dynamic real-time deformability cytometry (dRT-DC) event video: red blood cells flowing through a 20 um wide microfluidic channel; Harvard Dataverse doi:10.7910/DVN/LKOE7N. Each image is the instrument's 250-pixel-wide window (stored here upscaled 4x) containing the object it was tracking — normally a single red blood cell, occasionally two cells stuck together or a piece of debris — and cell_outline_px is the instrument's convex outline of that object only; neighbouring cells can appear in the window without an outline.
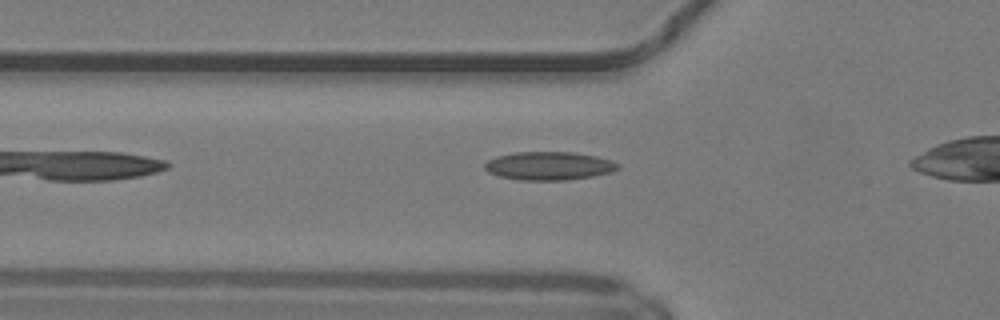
{"species": "common noctule bat (a hibernating species)", "species_latin": "Nyctalus noctula", "temperature_condition": "warm", "stored_images_in_passage": 28, "camera_frame_rate_fps": 3000, "um_per_image_px": 0.085, "animal": {"sex": "male", "body_mass_g": 19.2, "forearm_length_mm": 51.8}, "frame": {"image": 1, "passage_image": 2, "time_ms": 0.333, "image_size_px": [1000, 320], "cell_outline_px": [[620, 168], [612, 172], [592, 176], [564, 180], [520, 180], [500, 176], [488, 172], [484, 168], [484, 164], [488, 160], [496, 156], [516, 152], [572, 152], [596, 156], [612, 160], [620, 164]], "centroid_in_image_um": [46.68, 14.09], "position_along_channel_um": 79.1, "area_um2": 22.02}}
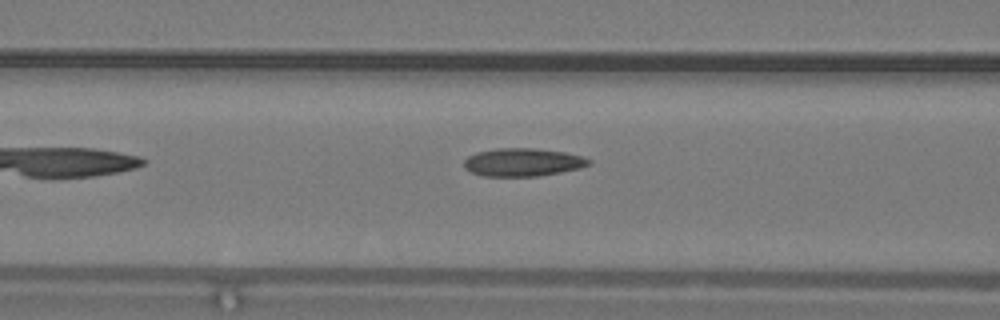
{"frame": {"image": 2, "passage_image": 5, "time_ms": 1.333, "image_size_px": [1000, 320], "cell_outline_px": [[592, 164], [580, 168], [560, 172], [536, 176], [484, 176], [472, 172], [464, 168], [464, 160], [468, 156], [476, 152], [496, 148], [536, 148], [564, 152], [580, 156], [592, 160]], "centroid_in_image_um": [44.43, 13.78], "position_along_channel_um": 122.2, "area_um2": 20.4}}
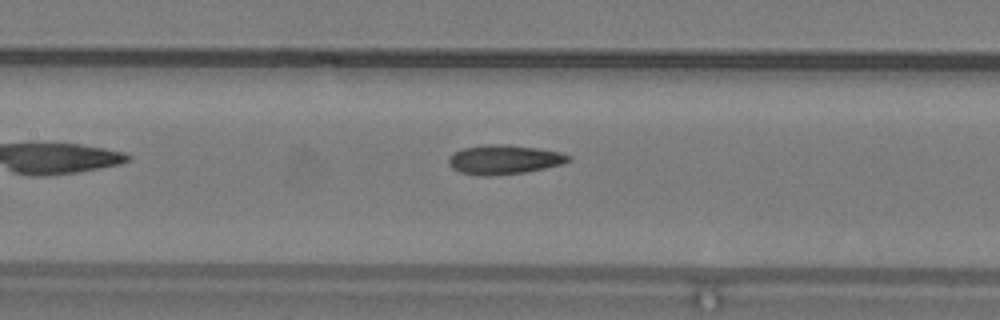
{"frame": {"image": 3, "passage_image": 8, "time_ms": 2.333, "image_size_px": [1000, 320], "cell_outline_px": [[572, 160], [564, 164], [524, 172], [492, 176], [480, 176], [460, 172], [452, 168], [448, 164], [448, 160], [456, 152], [464, 148], [484, 144], [508, 144], [536, 148], [560, 152], [572, 156]], "centroid_in_image_um": [42.88, 13.56], "position_along_channel_um": 164.5, "area_um2": 20.52}, "authors_computed_cell_mechanics": {"area_um2": 19.9699, "velocity_mm_per_s": 4.2028, "shape_relaxation_time_tau1_ms": 8.0301, "shape_relaxation_time_tau2_ms": 2.5194, "deformation_change_tau1": 0.2069, "deformation_change_tau2": 0.0958}}